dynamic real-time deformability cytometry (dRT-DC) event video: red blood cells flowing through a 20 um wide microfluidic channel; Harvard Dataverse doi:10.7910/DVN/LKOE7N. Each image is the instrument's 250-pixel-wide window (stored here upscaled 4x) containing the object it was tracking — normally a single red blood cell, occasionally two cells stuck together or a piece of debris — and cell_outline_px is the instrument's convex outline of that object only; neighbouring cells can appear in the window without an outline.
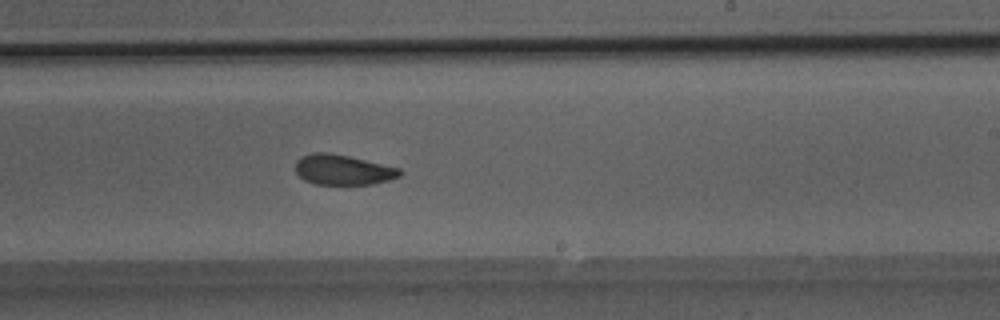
{"species": "Egyptian fruit bat (a non-hibernating species)", "species_latin": "Rousettus aegyptiacus", "temperature_condition": "room temperature", "stored_images_in_passage": 40, "camera_frame_rate_fps": 3000, "um_per_image_px": 0.085, "animal": {"sex": "male"}, "frame": {"image": 1, "passage_image": 24, "time_ms": 7.667, "image_size_px": [1000, 320], "cell_outline_px": [[404, 172], [400, 176], [388, 180], [372, 184], [312, 184], [304, 180], [296, 172], [296, 160], [300, 156], [312, 152], [328, 152], [348, 156], [400, 168]], "centroid_in_image_um": [29.13, 14.42], "position_along_channel_um": 259.9, "area_um2": 18.44}}
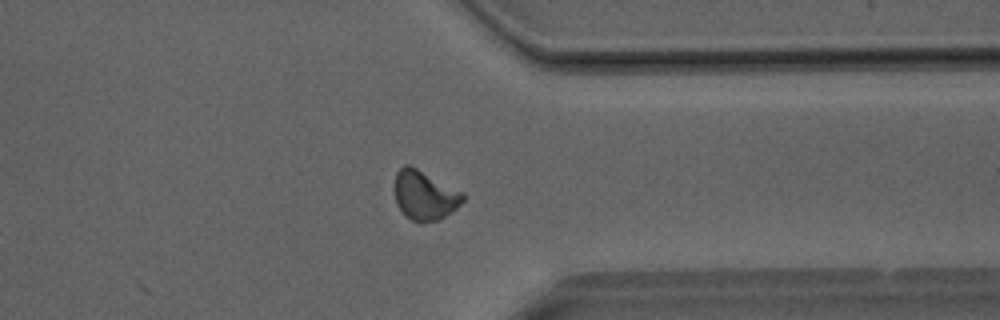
{"frame": {"image": 2, "passage_image": 31, "time_ms": 10.0, "image_size_px": [1000, 320], "cell_outline_px": [[464, 200], [452, 212], [440, 220], [420, 224], [404, 216], [396, 204], [396, 172], [404, 164], [408, 164], [464, 192]], "centroid_in_image_um": [36.11, 16.64], "position_along_channel_um": 375.3, "area_um2": 19.77}}
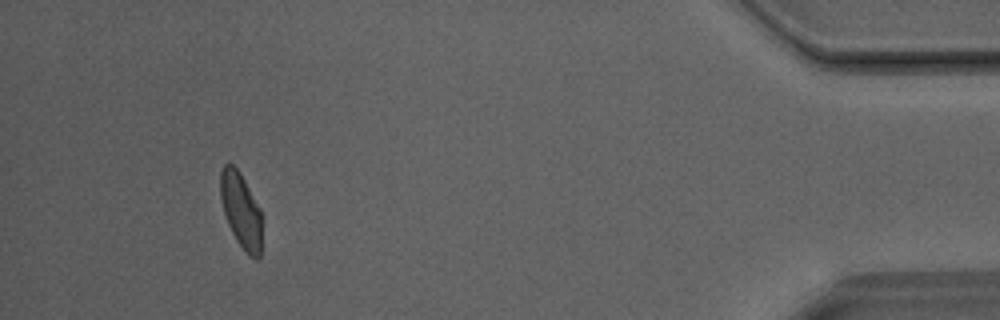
{"frame": {"image": 3, "passage_image": 37, "time_ms": 12.0, "image_size_px": [1000, 320], "cell_outline_px": [[260, 256], [256, 260], [248, 256], [244, 252], [236, 240], [228, 224], [224, 212], [220, 196], [220, 172], [224, 164], [232, 164], [240, 172], [260, 208]], "centroid_in_image_um": [20.46, 17.89], "position_along_channel_um": 414.7, "area_um2": 18.03}}